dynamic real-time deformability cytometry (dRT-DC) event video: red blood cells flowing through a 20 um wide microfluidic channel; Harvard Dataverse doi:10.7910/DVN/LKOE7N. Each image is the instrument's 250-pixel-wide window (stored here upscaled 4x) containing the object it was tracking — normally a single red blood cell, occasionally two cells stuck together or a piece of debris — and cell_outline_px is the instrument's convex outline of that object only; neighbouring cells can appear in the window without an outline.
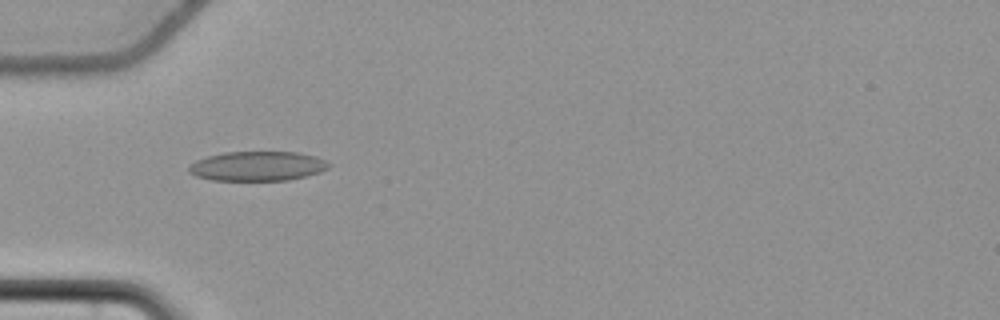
{"species": "common noctule bat (a hibernating species)", "species_latin": "Nyctalus noctula", "temperature_condition": "cold", "stored_images_in_passage": 49, "camera_frame_rate_fps": 3000, "um_per_image_px": 0.085, "animal": {"sex": "female", "body_mass_g": 22.7, "forearm_length_mm": 54.2}, "frame": {"image": 1, "passage_image": 11, "time_ms": 3.333, "image_size_px": [1000, 320], "cell_outline_px": [[332, 164], [328, 168], [320, 172], [288, 180], [212, 180], [196, 176], [188, 172], [188, 168], [196, 160], [208, 156], [224, 152], [296, 152], [316, 156]], "centroid_in_image_um": [21.89, 14.12], "position_along_channel_um": 63.1, "area_um2": 23.99}}
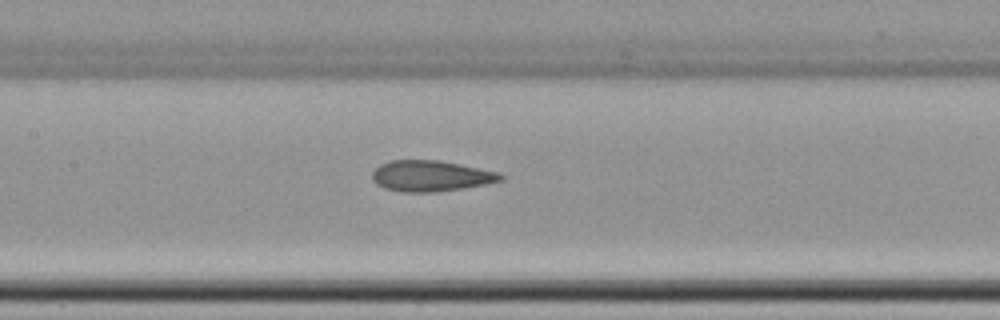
{"frame": {"image": 2, "passage_image": 20, "time_ms": 6.333, "image_size_px": [1000, 320], "cell_outline_px": [[504, 180], [484, 184], [460, 188], [432, 192], [404, 192], [384, 188], [376, 184], [372, 180], [372, 172], [380, 164], [392, 160], [440, 160], [460, 164], [496, 172], [504, 176]], "centroid_in_image_um": [36.57, 14.95], "position_along_channel_um": 170.8, "area_um2": 22.89}}
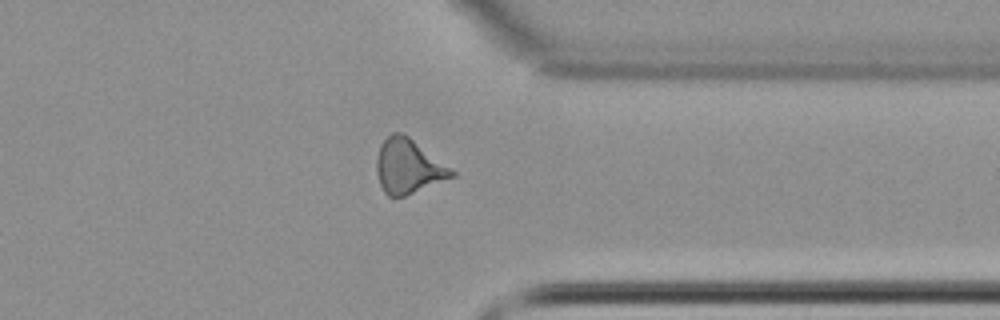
{"frame": {"image": 3, "passage_image": 37, "time_ms": 12.0, "image_size_px": [1000, 320], "cell_outline_px": [[456, 176], [404, 196], [388, 196], [384, 192], [380, 184], [376, 172], [376, 160], [380, 144], [392, 132], [400, 132], [408, 136], [456, 172]], "centroid_in_image_um": [34.68, 14.15], "position_along_channel_um": 376.7, "area_um2": 23.58}, "authors_computed_cell_mechanics": {"area_um2": 22.8888, "velocity_mm_per_s": 3.6986, "shape_relaxation_time_tau1_ms": null, "shape_relaxation_time_tau2_ms": 3.22, "deformation_change_tau1": null, "deformation_change_tau2": 0.0928}}